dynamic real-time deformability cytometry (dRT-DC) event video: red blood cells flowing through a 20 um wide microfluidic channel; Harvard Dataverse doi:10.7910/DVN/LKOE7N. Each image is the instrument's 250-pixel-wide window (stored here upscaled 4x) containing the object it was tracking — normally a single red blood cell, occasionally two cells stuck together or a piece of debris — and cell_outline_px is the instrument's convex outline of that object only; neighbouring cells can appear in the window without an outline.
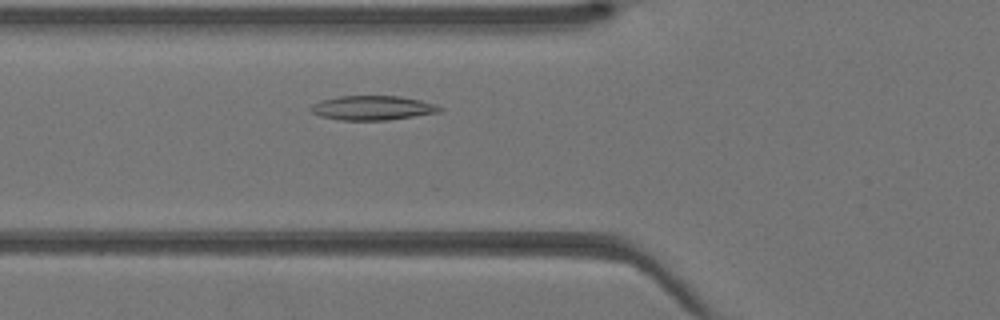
{"species": "Egyptian fruit bat (a non-hibernating species)", "species_latin": "Rousettus aegyptiacus", "temperature_condition": "warm", "stored_images_in_passage": 25, "camera_frame_rate_fps": 3000, "um_per_image_px": 0.085, "animal": {"sex": "female"}, "frame": {"image": 1, "passage_image": 8, "time_ms": 2.333, "image_size_px": [1000, 320], "cell_outline_px": [[444, 108], [440, 112], [388, 120], [340, 120], [320, 116], [312, 112], [308, 108], [312, 104], [320, 100], [340, 96], [400, 96], [420, 100], [436, 104]], "centroid_in_image_um": [31.66, 9.17], "position_along_channel_um": 94.1, "area_um2": 18.38}}
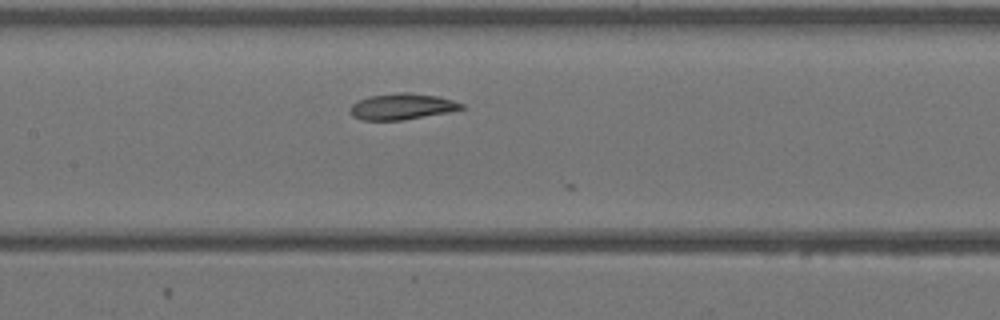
{"frame": {"image": 2, "passage_image": 13, "time_ms": 4.0, "image_size_px": [1000, 320], "cell_outline_px": [[468, 108], [448, 112], [400, 120], [360, 120], [352, 116], [348, 112], [348, 108], [352, 104], [368, 96], [404, 92], [408, 92], [436, 96], [452, 100], [464, 104]], "centroid_in_image_um": [34.14, 9.06], "position_along_channel_um": 173.3, "area_um2": 16.94}}
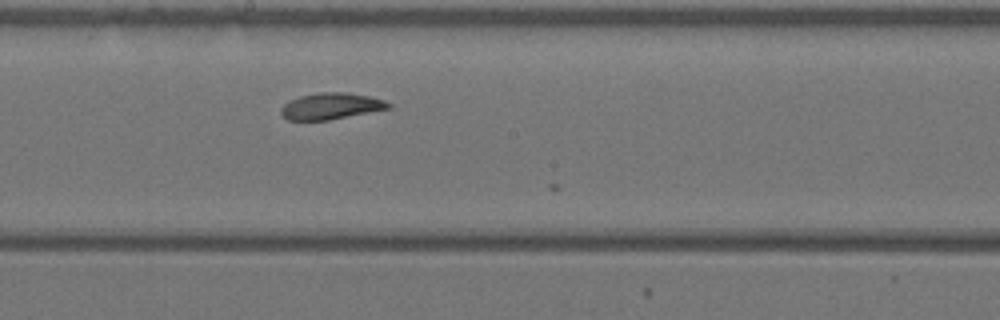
{"frame": {"image": 3, "passage_image": 16, "time_ms": 5.0, "image_size_px": [1000, 320], "cell_outline_px": [[392, 108], [328, 120], [288, 120], [280, 112], [280, 108], [284, 104], [300, 96], [320, 92], [348, 92], [368, 96], [384, 100], [392, 104]], "centroid_in_image_um": [28.16, 9.02], "position_along_channel_um": 220.0, "area_um2": 16.47}}